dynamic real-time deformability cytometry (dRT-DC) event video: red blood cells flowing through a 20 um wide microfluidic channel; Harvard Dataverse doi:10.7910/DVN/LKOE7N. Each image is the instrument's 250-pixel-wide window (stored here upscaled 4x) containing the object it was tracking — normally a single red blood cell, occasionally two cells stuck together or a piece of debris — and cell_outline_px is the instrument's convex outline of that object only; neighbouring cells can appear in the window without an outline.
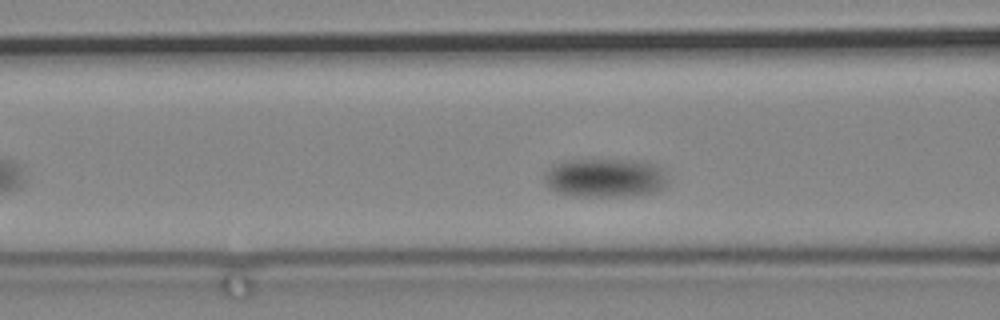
{"species": "common noctule bat (a hibernating species)", "species_latin": "Nyctalus noctula", "temperature_condition": "cold", "stored_images_in_passage": 21, "camera_frame_rate_fps": 3000, "um_per_image_px": 0.085, "animal": {"sex": "male", "body_mass_g": 19.2, "forearm_length_mm": 51.8}, "frame": {"image": 1, "passage_image": 11, "time_ms": 3.333, "image_size_px": [1000, 320], "cell_outline_px": [[664, 188], [652, 192], [624, 196], [576, 196], [556, 192], [544, 184], [544, 172], [552, 164], [564, 160], [640, 160], [656, 164], [660, 168], [664, 176]], "centroid_in_image_um": [51.34, 15.1], "position_along_channel_um": 115.3, "area_um2": 27.92}}
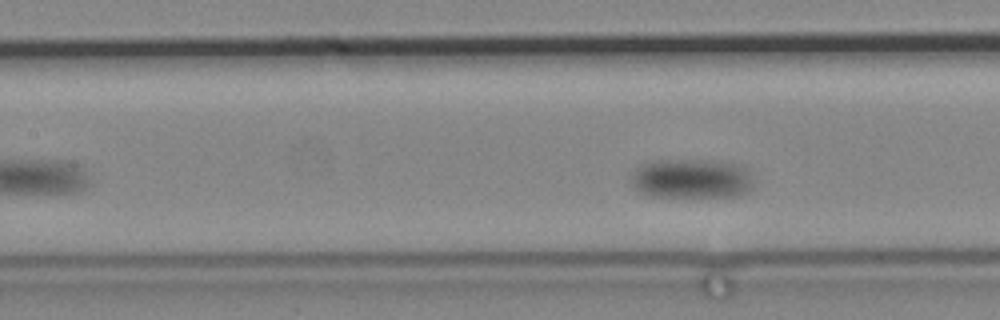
{"frame": {"image": 2, "passage_image": 16, "time_ms": 5.0, "image_size_px": [1000, 320], "cell_outline_px": [[752, 188], [748, 192], [736, 196], [652, 196], [640, 192], [632, 184], [632, 176], [644, 164], [656, 160], [712, 160], [736, 164], [748, 168], [752, 184]], "centroid_in_image_um": [58.84, 15.18], "position_along_channel_um": 148.6, "area_um2": 27.86}}